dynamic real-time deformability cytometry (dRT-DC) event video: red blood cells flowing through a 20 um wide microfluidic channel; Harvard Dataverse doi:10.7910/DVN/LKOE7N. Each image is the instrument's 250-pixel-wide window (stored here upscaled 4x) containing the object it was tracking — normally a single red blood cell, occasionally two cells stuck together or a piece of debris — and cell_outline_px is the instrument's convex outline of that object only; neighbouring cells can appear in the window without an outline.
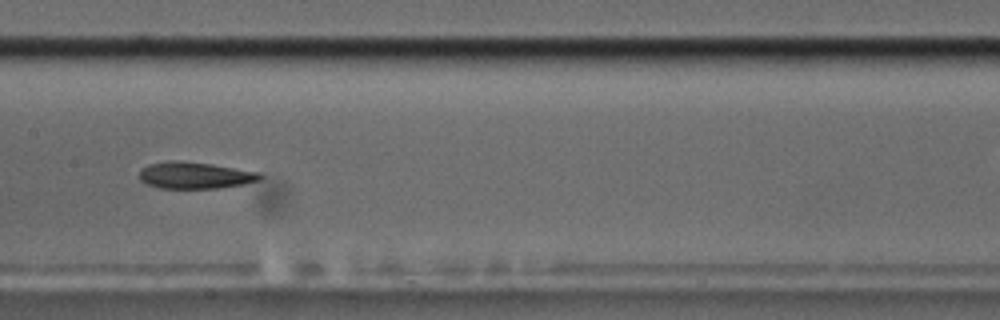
{"species": "common noctule bat (a hibernating species)", "species_latin": "Nyctalus noctula", "temperature_condition": "cold", "stored_images_in_passage": 41, "camera_frame_rate_fps": 3000, "um_per_image_px": 0.085, "animal": {"sex": "male", "body_mass_g": 17.5, "forearm_length_mm": 52.3}, "frame": {"image": 1, "passage_image": 12, "time_ms": 3.667, "image_size_px": [1000, 320], "cell_outline_px": [[264, 176], [260, 180], [244, 184], [216, 188], [160, 188], [148, 184], [140, 180], [140, 168], [148, 164], [168, 160], [176, 160], [212, 164], [260, 172]], "centroid_in_image_um": [16.58, 14.89], "position_along_channel_um": 190.8, "area_um2": 18.84}}
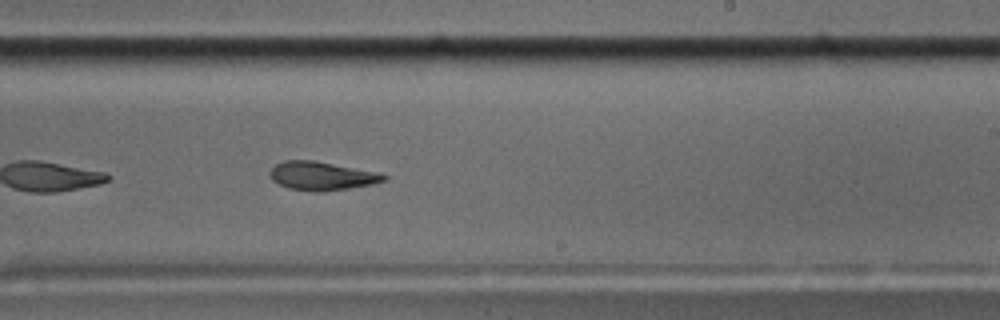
{"frame": {"image": 2, "passage_image": 18, "time_ms": 5.667, "image_size_px": [1000, 320], "cell_outline_px": [[388, 180], [372, 184], [348, 188], [320, 192], [312, 192], [288, 188], [272, 180], [268, 172], [276, 164], [284, 160], [312, 160], [372, 172], [388, 176]], "centroid_in_image_um": [27.28, 14.97], "position_along_channel_um": 261.7, "area_um2": 18.61}, "authors_computed_cell_mechanics": {"area_um2": 19.5942, "velocity_mm_per_s": 3.5494, "shape_relaxation_time_tau1_ms": null, "shape_relaxation_time_tau2_ms": 11.2823, "deformation_change_tau1": null, "deformation_change_tau2": 0.1967}}